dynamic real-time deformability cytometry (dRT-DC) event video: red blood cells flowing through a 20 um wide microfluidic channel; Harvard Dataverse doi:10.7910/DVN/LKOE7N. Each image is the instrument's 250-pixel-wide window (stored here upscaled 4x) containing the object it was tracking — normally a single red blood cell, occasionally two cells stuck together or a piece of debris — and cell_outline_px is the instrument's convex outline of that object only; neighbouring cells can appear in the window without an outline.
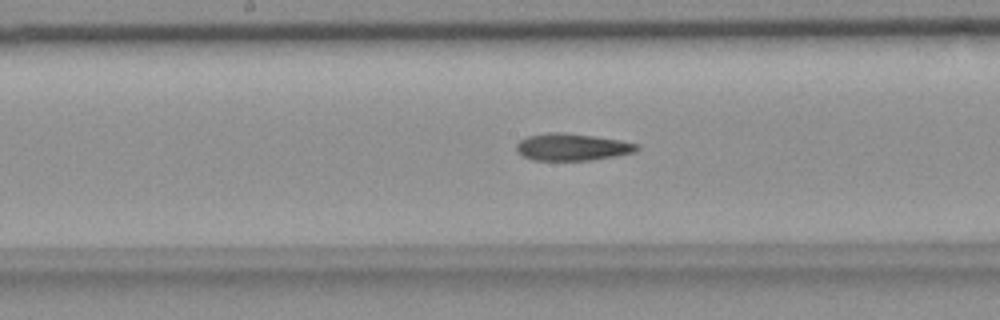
{"species": "common noctule bat (a hibernating species)", "species_latin": "Nyctalus noctula", "temperature_condition": "room temperature", "stored_images_in_passage": 49, "camera_frame_rate_fps": 3000, "um_per_image_px": 0.085, "animal": {"sex": "female", "body_mass_g": 18.4}, "frame": {"image": 1, "passage_image": 27, "time_ms": 8.667, "image_size_px": [1000, 320], "cell_outline_px": [[640, 148], [636, 152], [616, 156], [592, 160], [532, 160], [516, 152], [516, 144], [520, 140], [528, 136], [548, 132], [564, 132], [620, 140], [640, 144]], "centroid_in_image_um": [48.64, 12.5], "position_along_channel_um": 199.6, "area_um2": 19.13}}
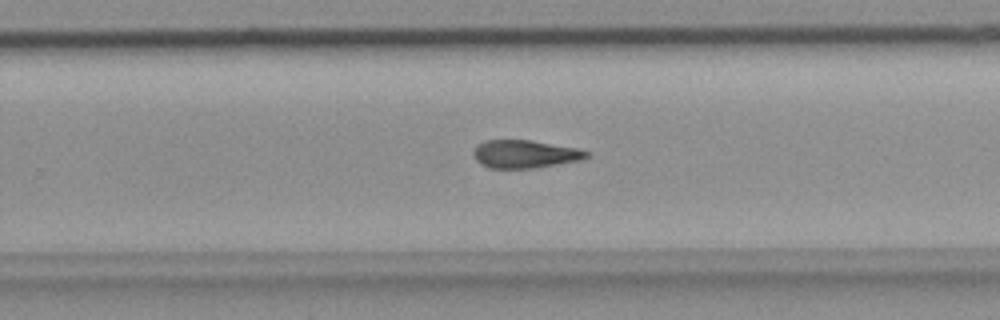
{"frame": {"image": 2, "passage_image": 34, "time_ms": 11.0, "image_size_px": [1000, 320], "cell_outline_px": [[592, 152], [584, 160], [532, 168], [488, 168], [480, 164], [476, 160], [472, 152], [476, 144], [484, 140], [532, 140], [576, 148]], "centroid_in_image_um": [44.61, 13.09], "position_along_channel_um": 285.2, "area_um2": 18.67}}
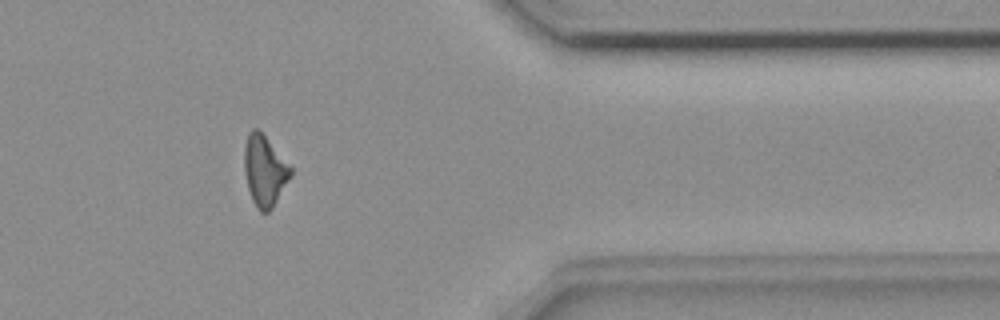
{"frame": {"image": 3, "passage_image": 44, "time_ms": 14.333, "image_size_px": [1000, 320], "cell_outline_px": [[292, 172], [272, 208], [268, 212], [260, 212], [256, 208], [252, 200], [248, 188], [244, 172], [244, 148], [248, 132], [252, 128], [256, 128], [264, 136], [292, 168]], "centroid_in_image_um": [22.45, 14.52], "position_along_channel_um": 389.0, "area_um2": 18.67}, "authors_computed_cell_mechanics": {"area_um2": 19.363, "velocity_mm_per_s": 3.6869, "shape_relaxation_time_tau1_ms": null, "shape_relaxation_time_tau2_ms": 7.511, "deformation_change_tau1": null, "deformation_change_tau2": 0.1873}}